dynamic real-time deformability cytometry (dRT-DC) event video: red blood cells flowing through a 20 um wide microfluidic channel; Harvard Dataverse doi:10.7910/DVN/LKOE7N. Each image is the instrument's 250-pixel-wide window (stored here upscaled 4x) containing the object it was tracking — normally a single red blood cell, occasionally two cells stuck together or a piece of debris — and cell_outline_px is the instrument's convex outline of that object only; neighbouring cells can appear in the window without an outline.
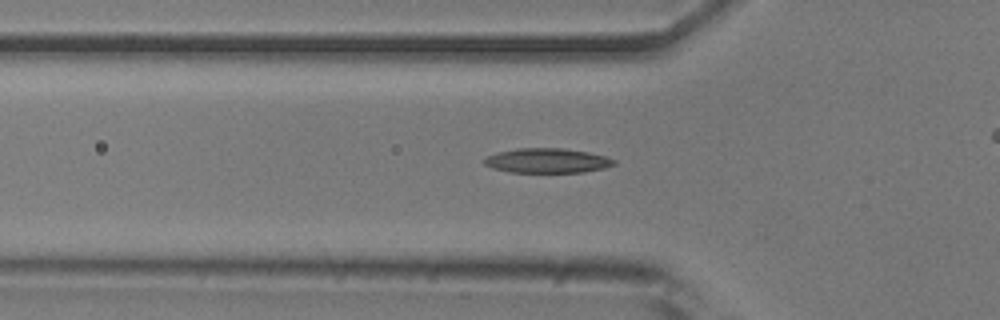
{"species": "common noctule bat (a hibernating species)", "species_latin": "Nyctalus noctula", "temperature_condition": "room temperature", "stored_images_in_passage": 15, "camera_frame_rate_fps": 3000, "um_per_image_px": 0.085, "animal": {"sex": "male", "body_mass_g": 20.5, "forearm_length_mm": 52.5}, "frame": {"image": 1, "passage_image": 4, "time_ms": 1.0, "image_size_px": [1000, 320], "cell_outline_px": [[616, 164], [604, 168], [584, 172], [508, 172], [492, 168], [484, 164], [480, 160], [496, 152], [516, 148], [564, 148], [588, 152], [604, 156], [616, 160]], "centroid_in_image_um": [46.47, 13.65], "position_along_channel_um": 79.3, "area_um2": 18.79}}
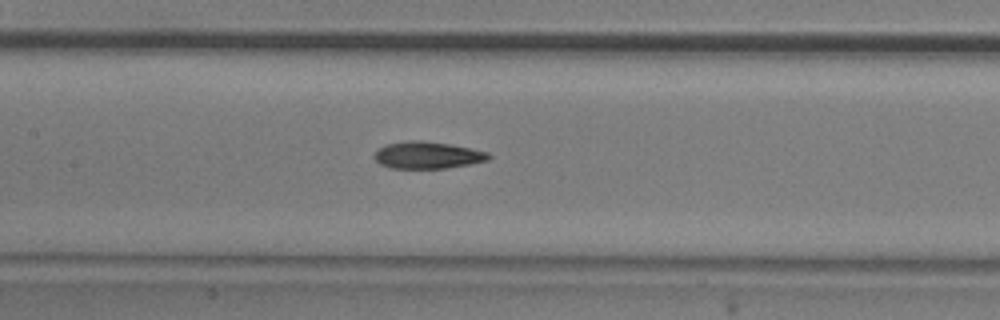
{"frame": {"image": 2, "passage_image": 11, "time_ms": 3.333, "image_size_px": [1000, 320], "cell_outline_px": [[492, 156], [488, 160], [468, 164], [444, 168], [392, 168], [380, 164], [372, 156], [384, 144], [408, 140], [420, 140], [452, 144], [488, 152]], "centroid_in_image_um": [36.32, 13.17], "position_along_channel_um": 171.1, "area_um2": 17.98}}
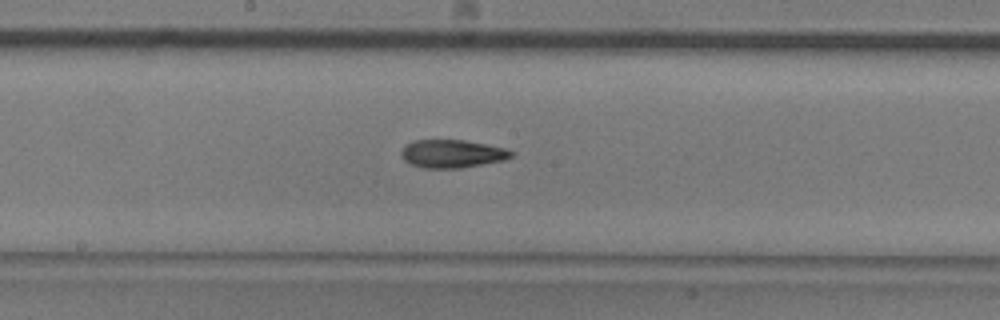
{"frame": {"image": 3, "passage_image": 14, "time_ms": 4.333, "image_size_px": [1000, 320], "cell_outline_px": [[516, 152], [512, 156], [504, 160], [460, 168], [424, 168], [412, 164], [404, 160], [400, 152], [408, 144], [416, 140], [464, 140], [504, 148]], "centroid_in_image_um": [38.45, 13.07], "position_along_channel_um": 209.7, "area_um2": 17.74}}